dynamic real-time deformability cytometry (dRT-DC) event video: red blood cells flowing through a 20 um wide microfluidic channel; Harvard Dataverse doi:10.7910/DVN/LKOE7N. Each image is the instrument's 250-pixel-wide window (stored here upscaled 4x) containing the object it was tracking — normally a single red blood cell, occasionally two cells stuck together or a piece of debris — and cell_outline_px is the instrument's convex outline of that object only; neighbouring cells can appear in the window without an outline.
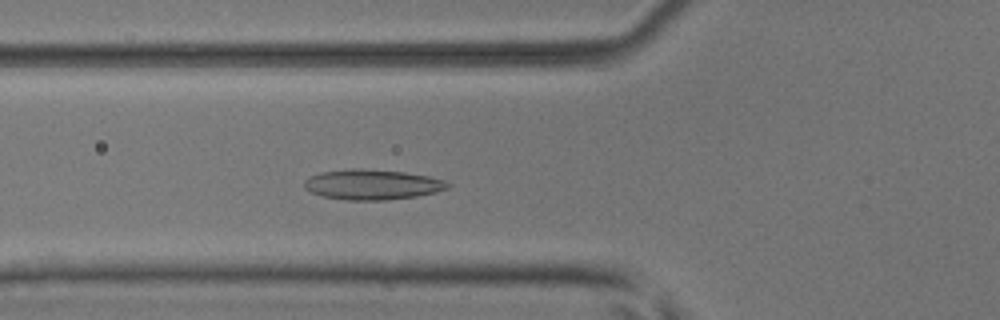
{"species": "common noctule bat (a hibernating species)", "species_latin": "Nyctalus noctula", "temperature_condition": "room temperature", "stored_images_in_passage": 36, "camera_frame_rate_fps": 3000, "um_per_image_px": 0.085, "animal": {"sex": "male", "body_mass_g": 17.9, "forearm_length_mm": 54.2}, "frame": {"image": 1, "passage_image": 8, "time_ms": 2.333, "image_size_px": [1000, 320], "cell_outline_px": [[452, 184], [448, 188], [436, 192], [416, 196], [384, 200], [344, 200], [324, 196], [312, 192], [304, 188], [304, 180], [320, 172], [352, 168], [360, 168], [404, 172], [428, 176], [444, 180]], "centroid_in_image_um": [31.65, 15.68], "position_along_channel_um": 94.2, "area_um2": 25.2}}
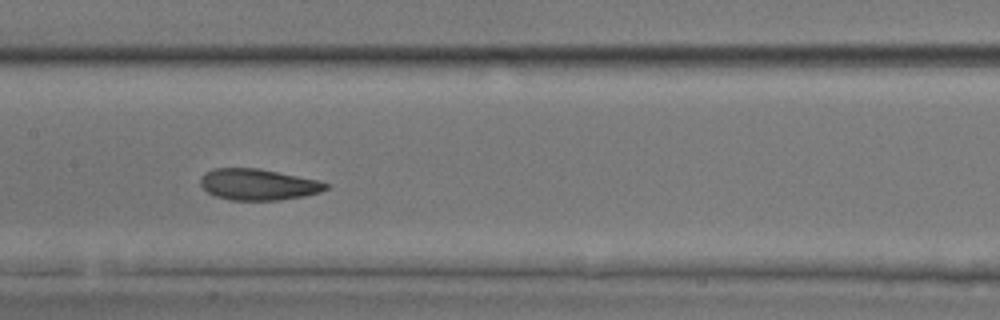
{"frame": {"image": 2, "passage_image": 15, "time_ms": 4.667, "image_size_px": [1000, 320], "cell_outline_px": [[328, 188], [320, 192], [304, 196], [280, 200], [232, 200], [216, 196], [208, 192], [200, 184], [200, 176], [204, 172], [212, 168], [260, 168], [316, 180], [328, 184]], "centroid_in_image_um": [21.9, 15.67], "position_along_channel_um": 185.5, "area_um2": 22.77}}
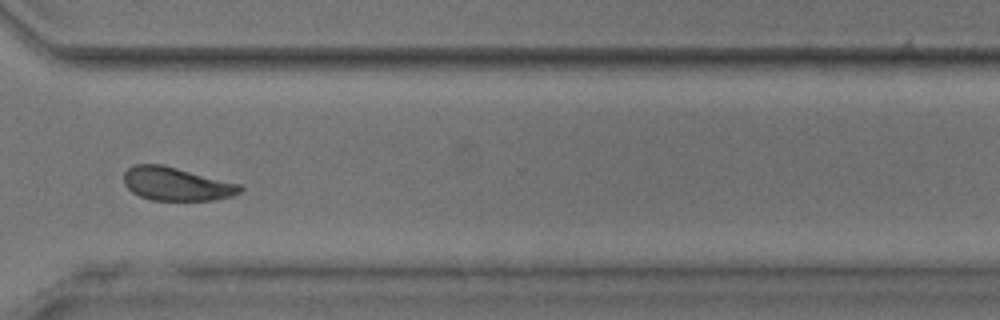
{"frame": {"image": 3, "passage_image": 28, "time_ms": 9.0, "image_size_px": [1000, 320], "cell_outline_px": [[244, 188], [240, 192], [232, 196], [212, 200], [152, 200], [140, 196], [132, 192], [124, 184], [124, 172], [128, 168], [136, 164], [160, 164], [240, 184]], "centroid_in_image_um": [14.98, 15.64], "position_along_channel_um": 355.6, "area_um2": 22.37}, "authors_computed_cell_mechanics": {"area_um2": 22.6576, "velocity_mm_per_s": 3.9219, "shape_relaxation_time_tau1_ms": 5.417, "shape_relaxation_time_tau2_ms": 1.4106, "deformation_change_tau1": 0.1212, "deformation_change_tau2": 0.069}}